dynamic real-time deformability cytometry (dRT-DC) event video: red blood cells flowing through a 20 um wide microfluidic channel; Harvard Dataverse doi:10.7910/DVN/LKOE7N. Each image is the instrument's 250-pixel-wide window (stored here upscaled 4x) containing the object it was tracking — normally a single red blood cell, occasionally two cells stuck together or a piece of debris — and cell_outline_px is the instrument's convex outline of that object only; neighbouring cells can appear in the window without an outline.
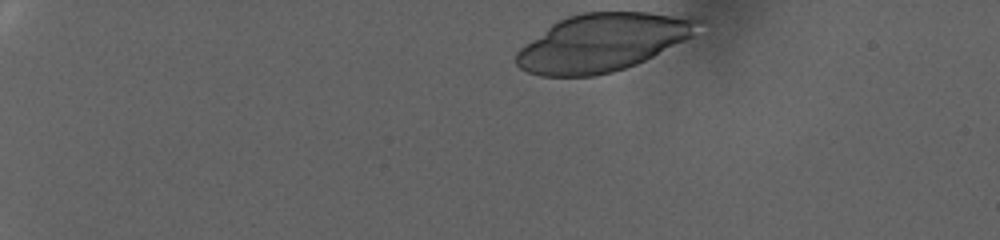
{"species": "human", "species_latin": "Homo sapiens", "temperature_condition": "warm", "stored_images_in_passage": 49, "camera_frame_rate_fps": 3000, "um_per_image_px": 0.085, "donor": {"sex": "female"}, "frame": {"image": 1, "passage_image": 1, "time_ms": 0.0, "image_size_px": [1000, 240], "cell_outline_px": [[708, 20], [692, 36], [636, 64], [612, 72], [596, 76], [540, 76], [528, 72], [520, 68], [516, 64], [516, 52], [524, 44], [556, 20], [568, 16], [584, 12], [648, 12], [704, 16]], "centroid_in_image_um": [51.28, 3.57], "position_along_channel_um": 33.7, "area_um2": 61.85}}